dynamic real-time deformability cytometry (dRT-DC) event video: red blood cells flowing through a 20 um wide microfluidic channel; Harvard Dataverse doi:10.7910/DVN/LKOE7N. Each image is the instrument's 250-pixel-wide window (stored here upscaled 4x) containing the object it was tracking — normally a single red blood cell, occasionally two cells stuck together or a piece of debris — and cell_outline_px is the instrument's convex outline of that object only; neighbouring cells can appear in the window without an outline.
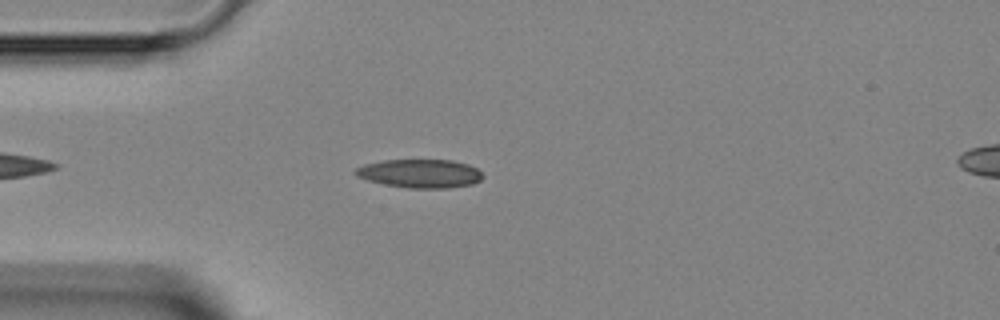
{"species": "Egyptian fruit bat (a non-hibernating species)", "species_latin": "Rousettus aegyptiacus", "temperature_condition": "room temperature", "stored_images_in_passage": 2, "segment_of_instrument_passage": [1, 2], "camera_frame_rate_fps": 3000, "um_per_image_px": 0.085, "animal": {"sex": "female"}, "frame": {"image": 1, "passage_image": 1, "time_ms": 0.0, "image_size_px": [1000, 320], "cell_outline_px": [[484, 176], [480, 180], [472, 184], [448, 188], [408, 188], [384, 184], [368, 180], [356, 176], [352, 172], [356, 168], [364, 164], [384, 160], [452, 160], [468, 164], [476, 168]], "centroid_in_image_um": [35.69, 14.75], "position_along_channel_um": 49.3, "area_um2": 21.21}}